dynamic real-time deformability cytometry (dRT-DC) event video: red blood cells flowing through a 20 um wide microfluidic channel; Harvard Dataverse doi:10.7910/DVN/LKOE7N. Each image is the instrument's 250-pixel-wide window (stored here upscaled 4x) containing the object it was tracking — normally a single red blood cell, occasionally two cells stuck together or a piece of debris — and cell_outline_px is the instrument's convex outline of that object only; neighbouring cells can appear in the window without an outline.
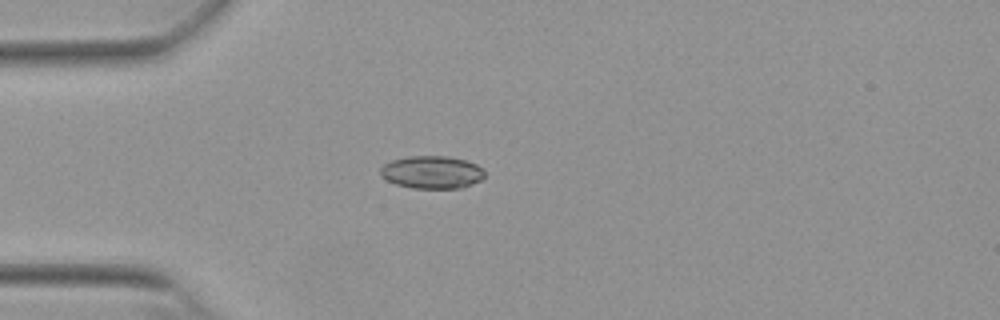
{"species": "Egyptian fruit bat (a non-hibernating species)", "species_latin": "Rousettus aegyptiacus", "temperature_condition": "warm", "stored_images_in_passage": 39, "camera_frame_rate_fps": 3000, "um_per_image_px": 0.085, "animal": {"sex": "female"}, "frame": {"image": 1, "passage_image": 1, "time_ms": 0.0, "image_size_px": [1000, 320], "cell_outline_px": [[484, 180], [460, 188], [412, 188], [396, 184], [380, 176], [380, 168], [384, 164], [392, 160], [408, 156], [448, 156], [464, 160], [476, 164], [484, 168]], "centroid_in_image_um": [36.73, 14.64], "position_along_channel_um": 48.3, "area_um2": 20.0}}
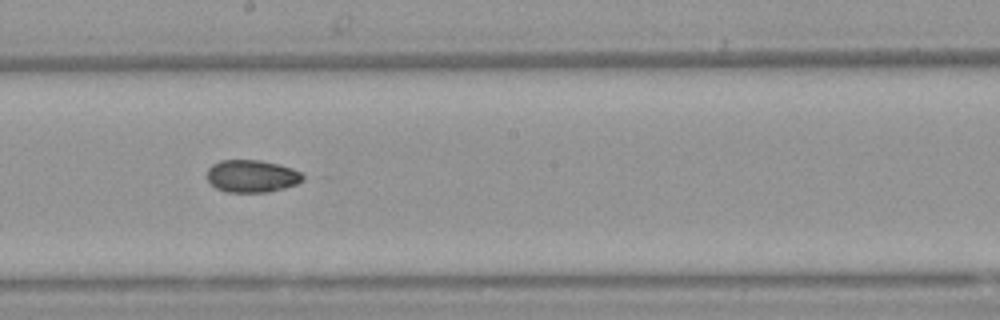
{"frame": {"image": 2, "passage_image": 16, "time_ms": 5.0, "image_size_px": [1000, 320], "cell_outline_px": [[304, 180], [296, 184], [284, 188], [268, 192], [224, 192], [216, 188], [208, 180], [208, 168], [212, 164], [220, 160], [260, 160], [280, 164], [292, 168], [300, 172], [304, 176]], "centroid_in_image_um": [21.41, 14.97], "position_along_channel_um": 226.8, "area_um2": 18.21}}
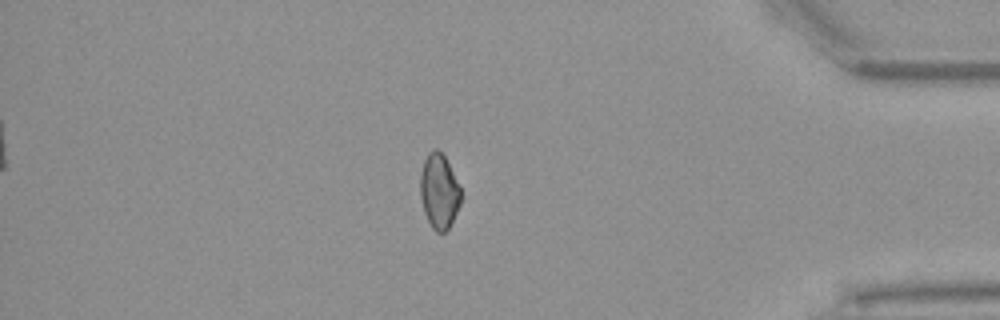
{"frame": {"image": 3, "passage_image": 32, "time_ms": 10.333, "image_size_px": [1000, 320], "cell_outline_px": [[460, 204], [448, 228], [444, 232], [436, 232], [432, 228], [424, 212], [420, 196], [420, 176], [424, 160], [428, 152], [432, 148], [436, 148], [444, 156], [460, 188]], "centroid_in_image_um": [37.29, 16.25], "position_along_channel_um": 397.9, "area_um2": 17.4}, "authors_computed_cell_mechanics": {"area_um2": 18.3226, "velocity_mm_per_s": 3.8678, "shape_relaxation_time_tau1_ms": null, "shape_relaxation_time_tau2_ms": 6.6426, "deformation_change_tau1": null, "deformation_change_tau2": 0.083}}